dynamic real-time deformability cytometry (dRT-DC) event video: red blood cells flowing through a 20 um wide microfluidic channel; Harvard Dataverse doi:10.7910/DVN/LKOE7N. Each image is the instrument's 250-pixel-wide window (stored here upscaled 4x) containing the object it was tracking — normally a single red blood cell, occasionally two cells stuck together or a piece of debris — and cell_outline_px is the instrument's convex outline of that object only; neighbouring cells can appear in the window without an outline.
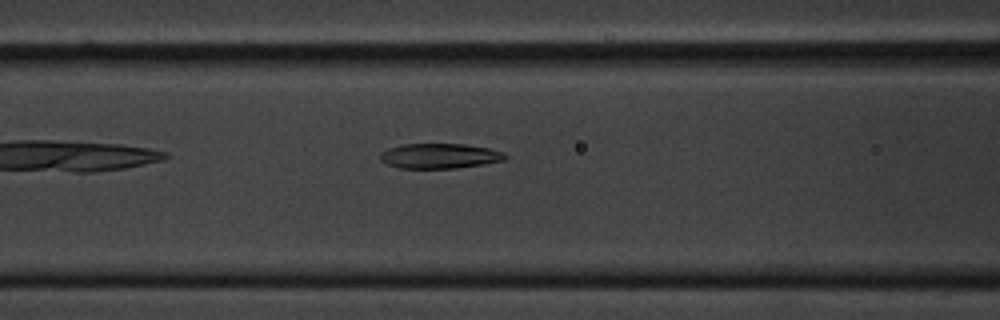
{"species": "common noctule bat (a hibernating species)", "species_latin": "Nyctalus noctula", "temperature_condition": "cold", "stored_images_in_passage": 42, "camera_frame_rate_fps": 3000, "um_per_image_px": 0.085, "animal": {"sex": "male", "body_mass_g": 20.1, "forearm_length_mm": 53.5}, "frame": {"image": 1, "passage_image": 6, "time_ms": 1.667, "image_size_px": [1000, 320], "cell_outline_px": [[508, 156], [504, 160], [484, 164], [456, 168], [400, 168], [388, 164], [380, 160], [380, 152], [388, 148], [404, 144], [464, 144], [488, 148], [504, 152]], "centroid_in_image_um": [37.37, 13.25], "position_along_channel_um": 129.2, "area_um2": 18.21}}
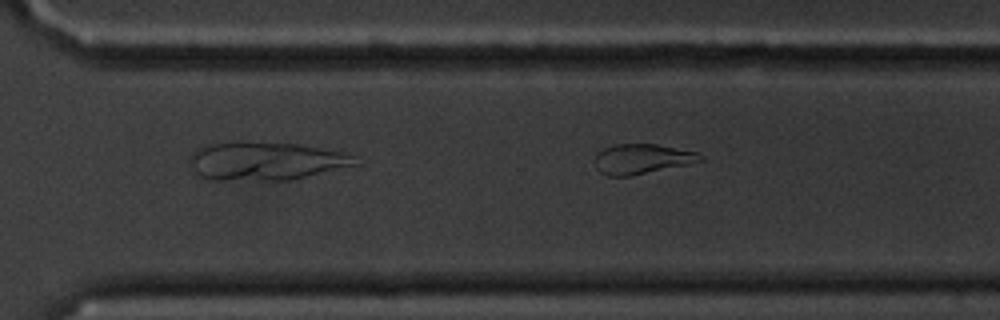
{"frame": {"image": 2, "passage_image": 23, "time_ms": 7.333, "image_size_px": [1000, 320], "cell_outline_px": [[704, 160], [688, 164], [632, 176], [608, 176], [600, 172], [596, 168], [596, 156], [604, 148], [616, 144], [656, 144], [696, 152], [704, 156]], "centroid_in_image_um": [54.58, 13.52], "position_along_channel_um": 316.0, "area_um2": 18.26}}
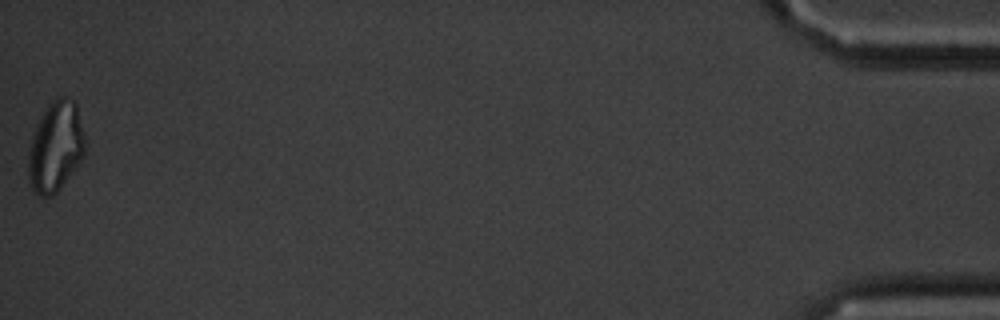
{"frame": {"image": 3, "passage_image": 42, "time_ms": 13.667, "image_size_px": [1000, 320], "cell_outline_px": [[84, 156], [60, 188], [52, 196], [40, 196], [32, 188], [28, 180], [28, 152], [32, 136], [36, 124], [48, 104], [56, 96], [64, 96], [72, 100], [76, 104], [84, 136]], "centroid_in_image_um": [4.7, 12.46], "position_along_channel_um": 430.5, "area_um2": 29.65}}